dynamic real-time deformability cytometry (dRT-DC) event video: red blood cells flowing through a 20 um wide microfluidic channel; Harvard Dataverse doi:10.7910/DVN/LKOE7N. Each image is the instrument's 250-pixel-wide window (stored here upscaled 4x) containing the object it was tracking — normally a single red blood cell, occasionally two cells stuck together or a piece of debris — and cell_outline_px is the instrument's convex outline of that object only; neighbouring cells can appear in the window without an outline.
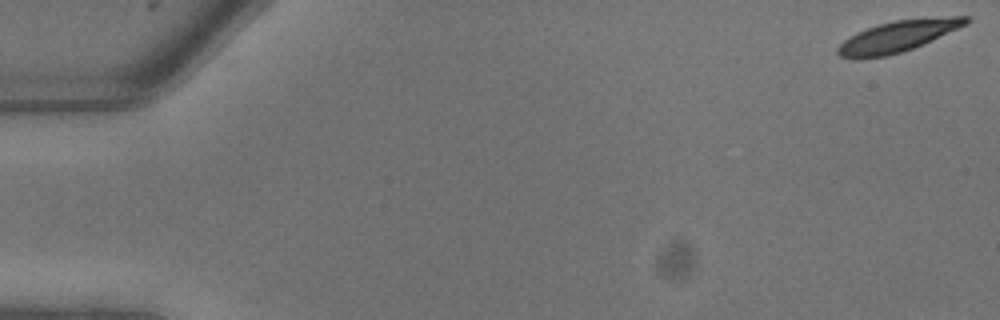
{"species": "common noctule bat (a hibernating species)", "species_latin": "Nyctalus noctula", "temperature_condition": "warm", "stored_images_in_passage": 8, "camera_frame_rate_fps": 3000, "um_per_image_px": 0.085, "animal": {"sex": "male", "body_mass_g": 13.3}, "frame": {"image": 1, "passage_image": 1, "time_ms": 0.0, "image_size_px": [1000, 320], "cell_outline_px": [[972, 20], [968, 24], [912, 48], [888, 56], [856, 60], [840, 56], [836, 52], [836, 48], [844, 40], [856, 32], [880, 24], [896, 20], [952, 16], [972, 16]], "centroid_in_image_um": [76.3, 3.1], "position_along_channel_um": 8.7, "area_um2": 23.24}}
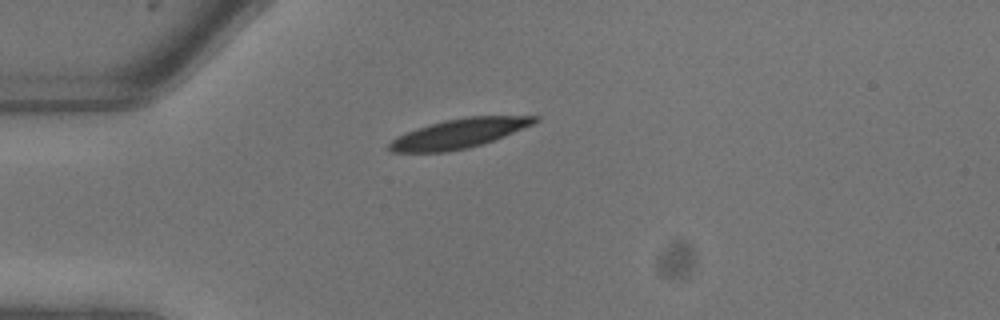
{"frame": {"image": 2, "passage_image": 7, "time_ms": 2.0, "image_size_px": [1000, 320], "cell_outline_px": [[540, 120], [532, 124], [504, 136], [468, 148], [444, 152], [392, 152], [388, 148], [388, 144], [396, 136], [444, 120], [468, 116], [540, 116]], "centroid_in_image_um": [39.02, 11.34], "position_along_channel_um": 46.0, "area_um2": 24.45}}